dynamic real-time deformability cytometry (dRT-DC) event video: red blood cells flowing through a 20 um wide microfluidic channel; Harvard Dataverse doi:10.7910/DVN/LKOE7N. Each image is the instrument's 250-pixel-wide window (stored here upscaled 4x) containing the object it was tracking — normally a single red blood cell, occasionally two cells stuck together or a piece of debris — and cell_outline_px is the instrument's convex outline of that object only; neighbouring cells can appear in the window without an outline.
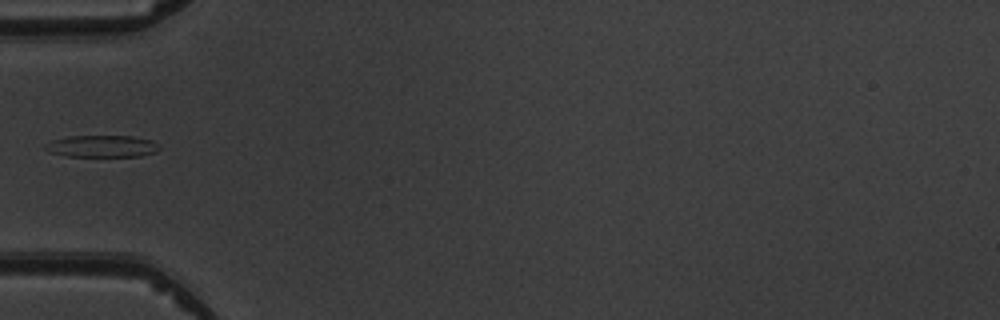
{"species": "common noctule bat (a hibernating species)", "species_latin": "Nyctalus noctula", "temperature_condition": "warm", "stored_images_in_passage": 4, "camera_frame_rate_fps": 3000, "um_per_image_px": 0.085, "animal": {"sex": "male", "body_mass_g": 19.5, "forearm_length_mm": 54.6}, "frame": {"image": 1, "passage_image": 3, "time_ms": 3.333, "image_size_px": [1000, 320], "cell_outline_px": [[160, 148], [156, 152], [140, 156], [68, 156], [48, 152], [44, 148], [44, 144], [52, 140], [68, 136], [132, 136], [152, 140], [160, 144]], "centroid_in_image_um": [8.67, 12.42], "position_along_channel_um": 76.3, "area_um2": 14.68}}
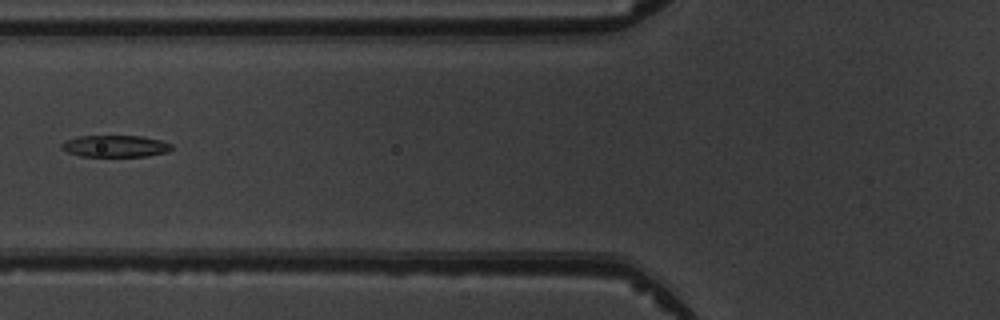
{"frame": {"image": 2, "passage_image": 4, "time_ms": 4.333, "image_size_px": [1000, 320], "cell_outline_px": [[172, 148], [168, 152], [148, 156], [80, 156], [68, 152], [60, 148], [60, 144], [68, 140], [80, 136], [144, 136], [160, 140], [172, 144]], "centroid_in_image_um": [9.82, 12.42], "position_along_channel_um": 116.0, "area_um2": 13.93}}